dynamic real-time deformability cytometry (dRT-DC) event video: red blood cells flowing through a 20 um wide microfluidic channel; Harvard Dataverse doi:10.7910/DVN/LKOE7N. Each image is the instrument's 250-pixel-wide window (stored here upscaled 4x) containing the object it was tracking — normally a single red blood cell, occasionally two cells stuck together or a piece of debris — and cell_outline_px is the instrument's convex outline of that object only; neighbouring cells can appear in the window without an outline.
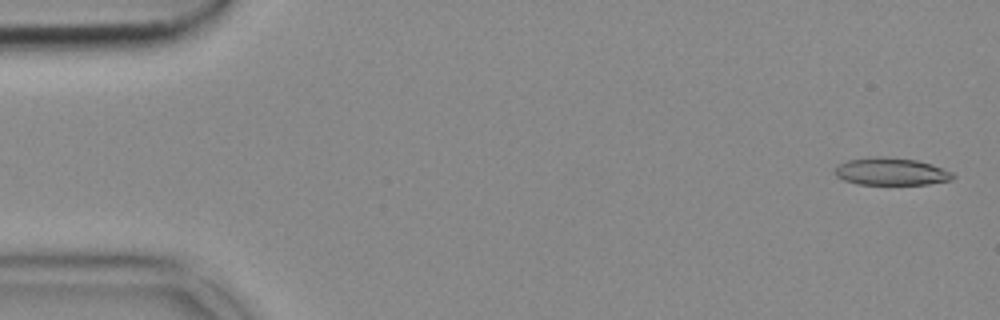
{"species": "common noctule bat (a hibernating species)", "species_latin": "Nyctalus noctula", "temperature_condition": "cold", "stored_images_in_passage": 53, "camera_frame_rate_fps": 3000, "um_per_image_px": 0.085, "animal": {"sex": "female", "body_mass_g": 18.4}, "frame": {"image": 1, "passage_image": 2, "time_ms": 0.333, "image_size_px": [1000, 320], "cell_outline_px": [[956, 176], [952, 180], [928, 184], [856, 184], [844, 180], [836, 176], [836, 168], [840, 164], [848, 160], [876, 156], [916, 160], [932, 164], [952, 172]], "centroid_in_image_um": [75.78, 14.59], "position_along_channel_um": 9.2, "area_um2": 18.67}}
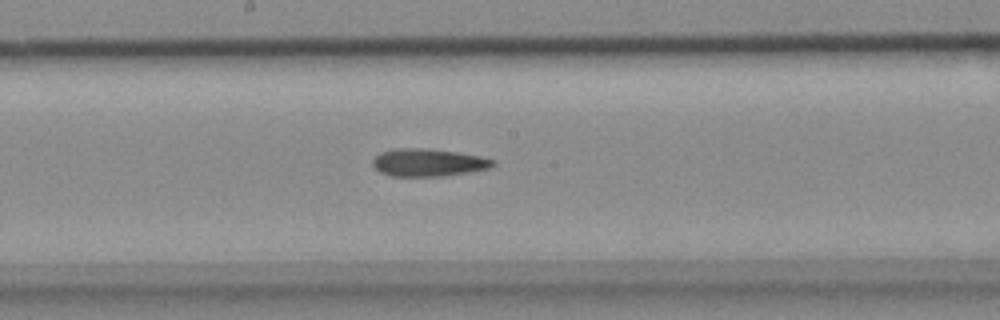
{"frame": {"image": 2, "passage_image": 28, "time_ms": 9.0, "image_size_px": [1000, 320], "cell_outline_px": [[496, 164], [488, 168], [468, 172], [444, 176], [392, 176], [380, 172], [372, 164], [372, 160], [380, 152], [396, 148], [428, 148], [456, 152], [480, 156], [496, 160]], "centroid_in_image_um": [36.4, 13.81], "position_along_channel_um": 211.8, "area_um2": 19.36}}
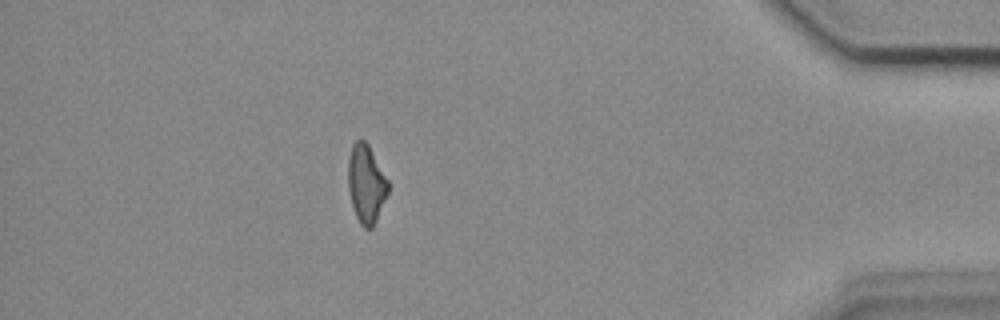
{"frame": {"image": 3, "passage_image": 47, "time_ms": 15.333, "image_size_px": [1000, 320], "cell_outline_px": [[388, 192], [376, 220], [372, 228], [364, 228], [360, 224], [356, 216], [352, 204], [348, 188], [348, 160], [352, 144], [356, 140], [364, 140], [368, 144], [388, 180]], "centroid_in_image_um": [31.11, 15.62], "position_along_channel_um": 404.1, "area_um2": 18.03}}